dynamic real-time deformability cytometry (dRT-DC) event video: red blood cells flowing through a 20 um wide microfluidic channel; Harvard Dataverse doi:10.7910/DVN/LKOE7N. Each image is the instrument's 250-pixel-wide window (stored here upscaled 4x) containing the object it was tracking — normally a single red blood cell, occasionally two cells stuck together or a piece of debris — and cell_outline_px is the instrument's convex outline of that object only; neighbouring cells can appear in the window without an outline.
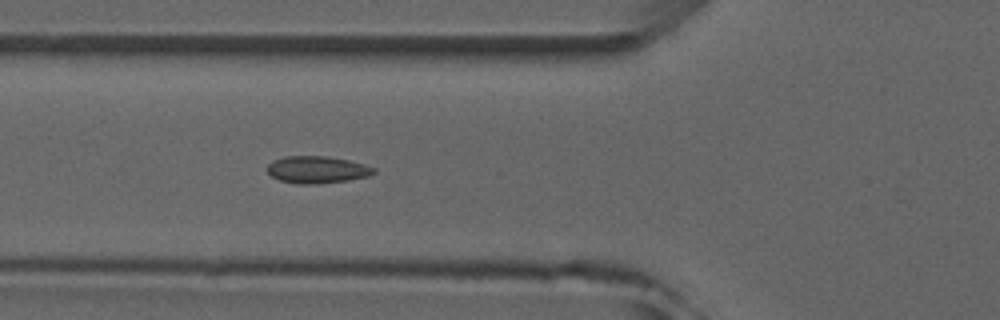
{"species": "common noctule bat (a hibernating species)", "species_latin": "Nyctalus noctula", "temperature_condition": "room temperature", "stored_images_in_passage": 4, "camera_frame_rate_fps": 3000, "um_per_image_px": 0.085, "animal": {"sex": "male", "forearm_length_mm": 52.5}, "frame": {"image": 1, "passage_image": 4, "time_ms": 4.333, "image_size_px": [1000, 320], "cell_outline_px": [[376, 172], [368, 176], [348, 180], [316, 184], [296, 184], [280, 180], [272, 176], [268, 172], [268, 164], [272, 160], [284, 156], [324, 156], [348, 160], [364, 164], [376, 168]], "centroid_in_image_um": [26.95, 14.42], "position_along_channel_um": 98.9, "area_um2": 16.82}}